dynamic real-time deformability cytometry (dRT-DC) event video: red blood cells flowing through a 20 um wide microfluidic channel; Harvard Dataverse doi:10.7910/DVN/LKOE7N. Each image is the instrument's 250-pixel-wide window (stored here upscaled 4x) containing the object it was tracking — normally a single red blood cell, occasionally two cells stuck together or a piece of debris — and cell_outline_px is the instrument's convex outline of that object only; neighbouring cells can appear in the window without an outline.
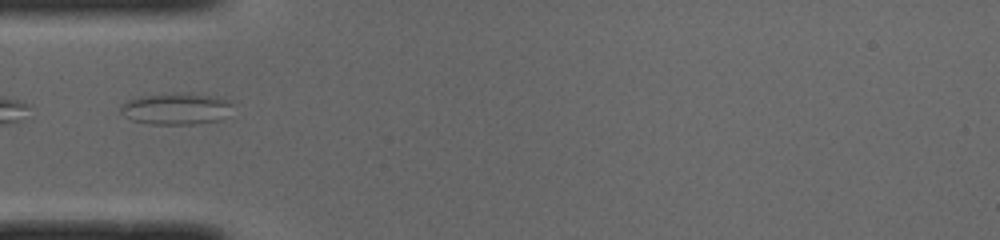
{"species": "common noctule bat (a hibernating species)", "species_latin": "Nyctalus noctula", "temperature_condition": "cold", "stored_images_in_passage": 22, "camera_frame_rate_fps": 3000, "um_per_image_px": 0.085, "animal": {"sex": "male", "body_mass_g": 19.0, "forearm_length_mm": 50.8}, "frame": {"image": 1, "passage_image": 1, "time_ms": 0.0, "image_size_px": [1000, 240], "cell_outline_px": [[232, 104], [220, 120], [196, 124], [148, 124], [132, 120], [124, 116], [120, 112], [120, 104], [128, 100], [140, 96], [184, 92], [188, 92], [216, 96], [228, 100]], "centroid_in_image_um": [14.92, 9.23], "position_along_channel_um": 70.1, "area_um2": 20.69}}
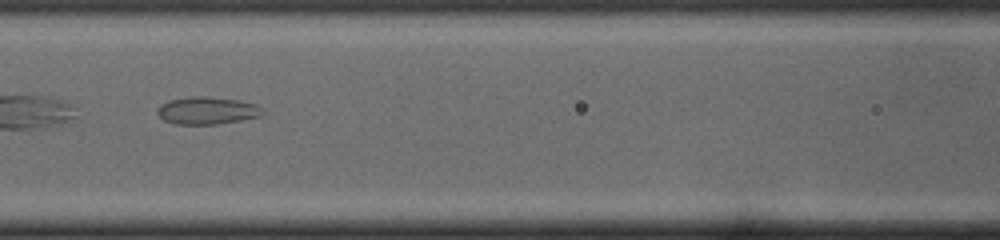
{"frame": {"image": 2, "passage_image": 7, "time_ms": 2.0, "image_size_px": [1000, 240], "cell_outline_px": [[264, 116], [216, 124], [176, 124], [164, 120], [156, 112], [156, 108], [160, 104], [168, 100], [192, 96], [204, 96], [240, 100], [256, 104], [264, 108]], "centroid_in_image_um": [17.63, 9.39], "position_along_channel_um": 149.0, "area_um2": 17.05}}
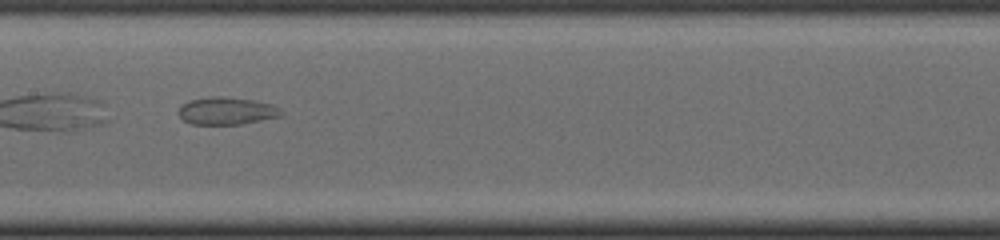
{"frame": {"image": 3, "passage_image": 10, "time_ms": 3.0, "image_size_px": [1000, 240], "cell_outline_px": [[284, 112], [280, 116], [240, 124], [192, 124], [184, 120], [176, 112], [180, 104], [188, 100], [212, 96], [220, 96], [252, 100], [272, 104], [280, 108]], "centroid_in_image_um": [19.22, 9.41], "position_along_channel_um": 188.2, "area_um2": 16.47}}